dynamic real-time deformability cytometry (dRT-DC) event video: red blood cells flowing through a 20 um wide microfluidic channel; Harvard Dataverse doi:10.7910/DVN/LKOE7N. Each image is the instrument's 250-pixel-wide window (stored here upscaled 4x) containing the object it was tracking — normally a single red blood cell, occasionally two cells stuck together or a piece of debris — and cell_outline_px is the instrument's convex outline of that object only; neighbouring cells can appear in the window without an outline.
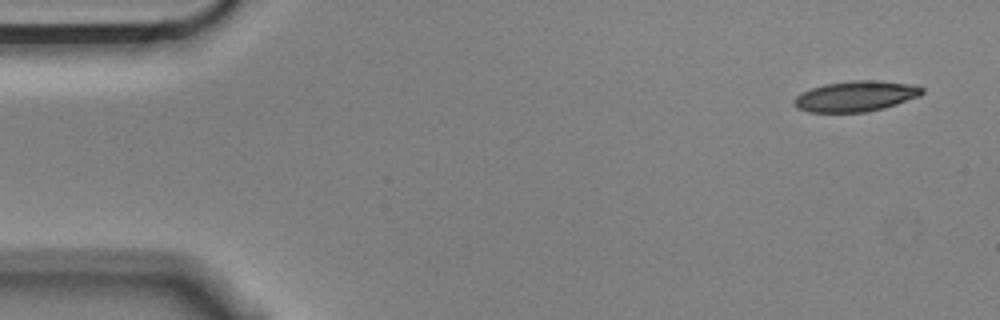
{"species": "Egyptian fruit bat (a non-hibernating species)", "species_latin": "Rousettus aegyptiacus", "temperature_condition": "cold", "stored_images_in_passage": 14, "camera_frame_rate_fps": 3000, "um_per_image_px": 0.085, "animal": {"sex": "male"}, "frame": {"image": 1, "passage_image": 1, "time_ms": 0.0, "image_size_px": [1000, 320], "cell_outline_px": [[924, 92], [920, 96], [884, 108], [868, 112], [808, 112], [796, 108], [792, 104], [792, 100], [800, 92], [824, 84], [852, 80], [880, 80], [916, 84], [924, 88]], "centroid_in_image_um": [72.74, 8.17], "position_along_channel_um": 12.3, "area_um2": 23.24}}
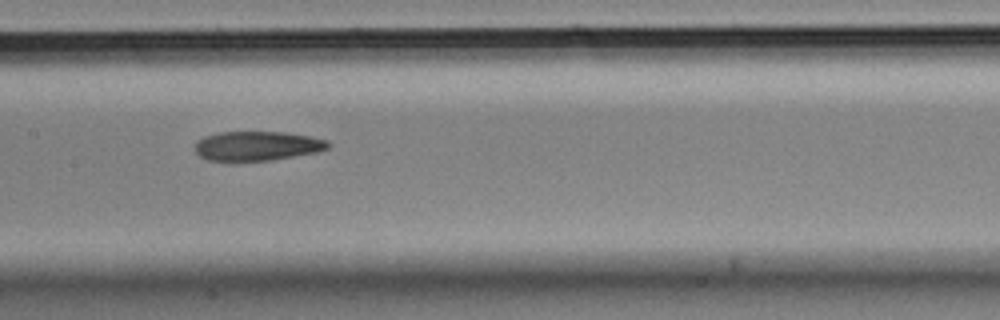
{"frame": {"image": 2, "passage_image": 7, "time_ms": 2.0, "image_size_px": [1000, 320], "cell_outline_px": [[332, 144], [328, 148], [316, 152], [268, 160], [208, 160], [200, 156], [196, 152], [196, 144], [204, 136], [220, 132], [284, 132], [308, 136], [328, 140]], "centroid_in_image_um": [21.89, 12.39], "position_along_channel_um": 185.5, "area_um2": 22.37}}
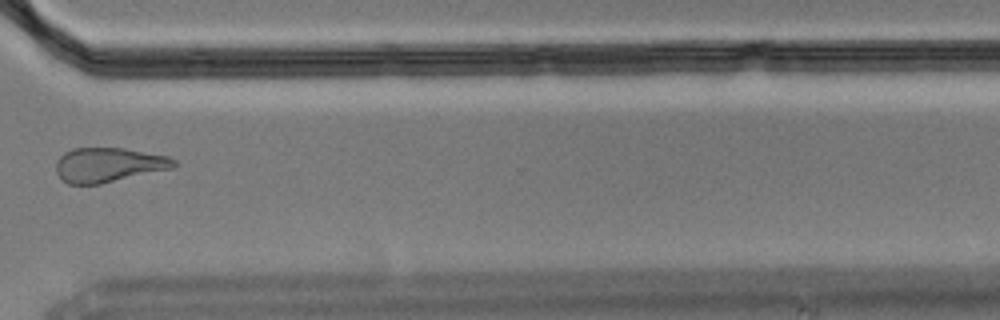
{"frame": {"image": 3, "passage_image": 11, "time_ms": 3.333, "image_size_px": [1000, 320], "cell_outline_px": [[176, 168], [100, 184], [68, 184], [60, 180], [56, 172], [56, 160], [64, 152], [72, 148], [124, 148], [168, 156], [176, 160]], "centroid_in_image_um": [9.22, 14.02], "position_along_channel_um": 361.4, "area_um2": 24.04}}